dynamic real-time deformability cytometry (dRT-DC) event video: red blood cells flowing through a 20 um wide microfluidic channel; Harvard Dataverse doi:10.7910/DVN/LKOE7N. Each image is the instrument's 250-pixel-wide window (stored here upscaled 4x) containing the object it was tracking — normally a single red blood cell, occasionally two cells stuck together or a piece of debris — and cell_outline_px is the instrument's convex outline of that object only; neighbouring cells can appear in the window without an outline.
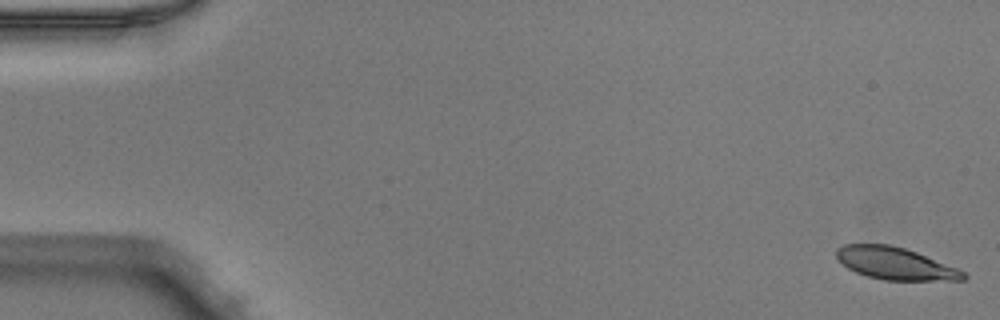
{"species": "Egyptian fruit bat (a non-hibernating species)", "species_latin": "Rousettus aegyptiacus", "temperature_condition": "warm", "stored_images_in_passage": 14, "camera_frame_rate_fps": 3000, "um_per_image_px": 0.085, "animal": {"sex": "male"}, "frame": {"image": 1, "passage_image": 1, "time_ms": 0.0, "image_size_px": [1000, 320], "cell_outline_px": [[968, 276], [964, 280], [884, 280], [868, 276], [856, 272], [848, 268], [836, 256], [836, 248], [844, 244], [888, 244], [904, 248], [916, 252], [956, 268], [964, 272]], "centroid_in_image_um": [76.08, 22.39], "position_along_channel_um": 8.9, "area_um2": 23.52}}